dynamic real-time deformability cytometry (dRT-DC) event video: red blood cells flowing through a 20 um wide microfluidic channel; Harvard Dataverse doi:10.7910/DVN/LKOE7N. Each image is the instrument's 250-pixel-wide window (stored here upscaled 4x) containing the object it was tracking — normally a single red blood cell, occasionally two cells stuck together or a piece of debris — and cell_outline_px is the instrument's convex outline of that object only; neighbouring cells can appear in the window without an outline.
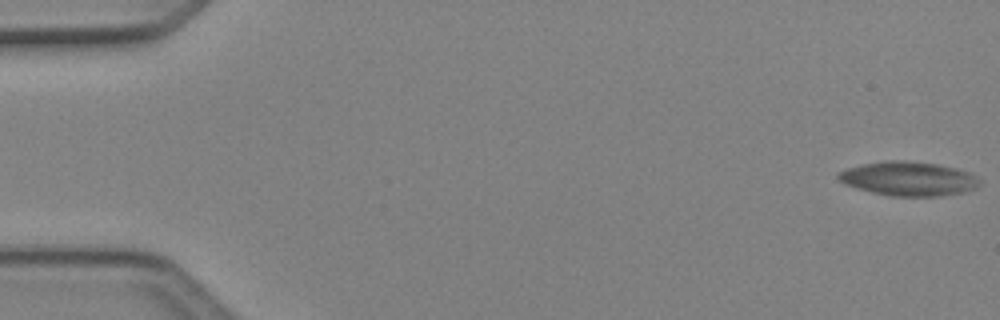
{"species": "Egyptian fruit bat (a non-hibernating species)", "species_latin": "Rousettus aegyptiacus", "temperature_condition": "cold", "stored_images_in_passage": 5, "camera_frame_rate_fps": 3000, "um_per_image_px": 0.085, "animal": {"sex": "female"}, "frame": {"image": 1, "passage_image": 1, "time_ms": 0.0, "image_size_px": [1000, 320], "cell_outline_px": [[980, 184], [976, 188], [964, 192], [940, 196], [892, 196], [872, 192], [856, 188], [844, 184], [836, 176], [836, 172], [848, 168], [864, 164], [888, 160], [904, 160], [940, 164], [956, 168], [968, 172], [976, 176], [980, 180]], "centroid_in_image_um": [77.23, 15.19], "position_along_channel_um": 7.8, "area_um2": 28.21}}
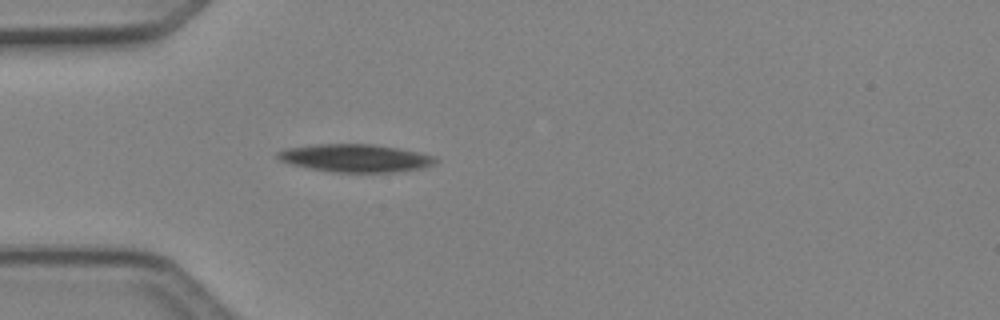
{"frame": {"image": 2, "passage_image": 5, "time_ms": 1.333, "image_size_px": [1000, 320], "cell_outline_px": [[440, 160], [436, 164], [420, 168], [392, 172], [336, 172], [308, 168], [292, 164], [280, 160], [276, 156], [276, 152], [284, 148], [316, 144], [372, 144], [400, 148], [420, 152], [436, 156]], "centroid_in_image_um": [30.24, 13.43], "position_along_channel_um": 54.8, "area_um2": 25.78}}